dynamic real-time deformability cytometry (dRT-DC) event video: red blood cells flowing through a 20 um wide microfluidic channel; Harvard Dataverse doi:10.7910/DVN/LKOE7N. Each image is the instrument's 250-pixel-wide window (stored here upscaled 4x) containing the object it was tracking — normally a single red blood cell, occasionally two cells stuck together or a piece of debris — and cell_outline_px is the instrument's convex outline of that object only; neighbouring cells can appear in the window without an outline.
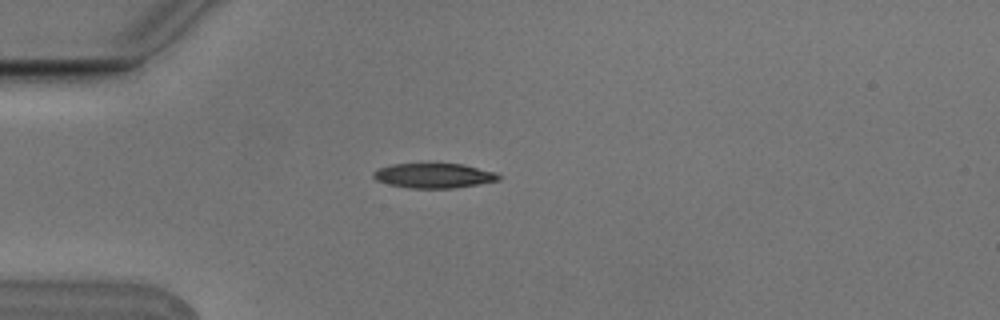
{"species": "Egyptian fruit bat (a non-hibernating species)", "species_latin": "Rousettus aegyptiacus", "temperature_condition": "cold", "stored_images_in_passage": 4, "camera_frame_rate_fps": 3000, "um_per_image_px": 0.085, "animal": {"sex": "male"}, "frame": {"image": 1, "passage_image": 3, "time_ms": 0.667, "image_size_px": [1000, 320], "cell_outline_px": [[500, 180], [452, 188], [408, 188], [388, 184], [376, 180], [372, 176], [372, 172], [380, 168], [392, 164], [428, 160], [464, 164], [496, 172], [500, 176]], "centroid_in_image_um": [36.84, 14.87], "position_along_channel_um": 48.2, "area_um2": 19.02}}